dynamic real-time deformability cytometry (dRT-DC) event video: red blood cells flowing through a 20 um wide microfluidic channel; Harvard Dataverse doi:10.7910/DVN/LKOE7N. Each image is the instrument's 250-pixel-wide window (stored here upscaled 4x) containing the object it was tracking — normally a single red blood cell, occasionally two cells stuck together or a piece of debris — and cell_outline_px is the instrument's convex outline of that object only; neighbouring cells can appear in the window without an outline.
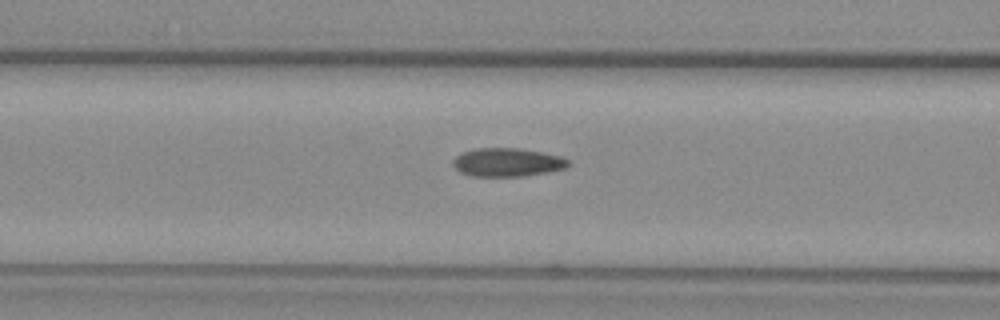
{"species": "common noctule bat (a hibernating species)", "species_latin": "Nyctalus noctula", "temperature_condition": "warm", "stored_images_in_passage": 33, "camera_frame_rate_fps": 3000, "um_per_image_px": 0.085, "animal": {"sex": "female", "body_mass_g": 29.2, "forearm_length_mm": 56.3}, "frame": {"image": 1, "passage_image": 12, "time_ms": 3.667, "image_size_px": [1000, 320], "cell_outline_px": [[572, 164], [564, 168], [548, 172], [524, 176], [472, 176], [460, 172], [452, 164], [452, 160], [460, 152], [476, 148], [516, 148], [540, 152], [560, 156], [572, 160]], "centroid_in_image_um": [43.12, 13.79], "position_along_channel_um": 123.5, "area_um2": 19.25}}
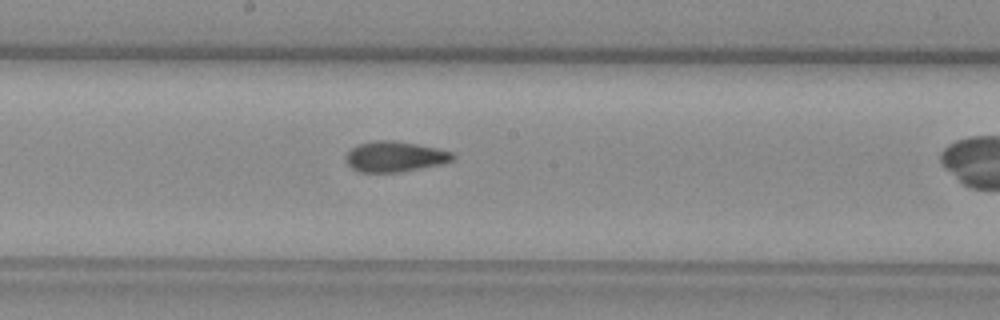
{"frame": {"image": 2, "passage_image": 19, "time_ms": 6.0, "image_size_px": [1000, 320], "cell_outline_px": [[456, 156], [452, 160], [440, 164], [400, 172], [360, 172], [352, 168], [344, 160], [344, 156], [356, 144], [372, 140], [392, 140], [416, 144], [436, 148], [452, 152]], "centroid_in_image_um": [33.51, 13.3], "position_along_channel_um": 214.7, "area_um2": 19.02}}
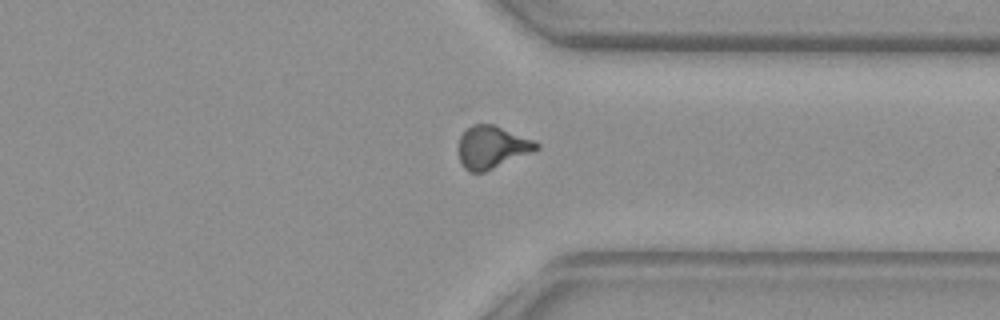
{"frame": {"image": 3, "passage_image": 31, "time_ms": 10.0, "image_size_px": [1000, 320], "cell_outline_px": [[540, 148], [532, 152], [484, 172], [468, 172], [464, 168], [460, 160], [460, 136], [472, 124], [492, 124], [532, 140], [540, 144]], "centroid_in_image_um": [41.81, 12.52], "position_along_channel_um": 369.6, "area_um2": 18.84}}